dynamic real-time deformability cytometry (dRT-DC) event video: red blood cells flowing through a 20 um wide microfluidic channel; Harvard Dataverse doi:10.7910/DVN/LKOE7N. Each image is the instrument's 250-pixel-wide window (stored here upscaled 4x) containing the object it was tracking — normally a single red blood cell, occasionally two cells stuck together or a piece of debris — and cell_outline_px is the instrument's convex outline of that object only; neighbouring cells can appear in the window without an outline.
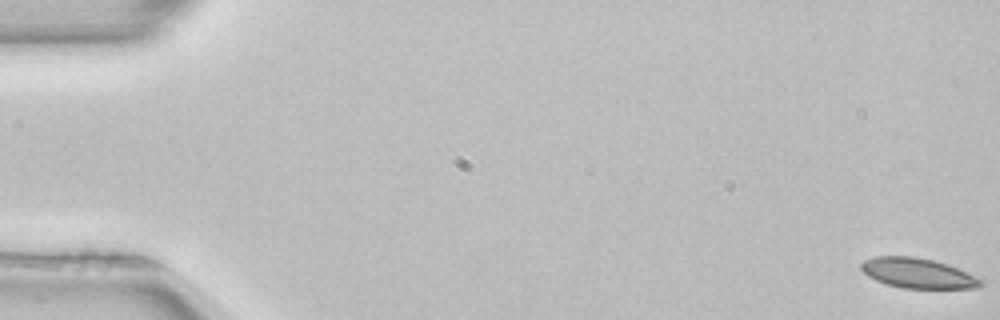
{"species": "common noctule bat (a hibernating species)", "species_latin": "Nyctalus noctula", "temperature_condition": "room temperature", "stored_images_in_passage": 52, "camera_frame_rate_fps": 3000, "um_per_image_px": 0.085, "animal": {"sex": "female", "body_mass_g": 22.7, "forearm_length_mm": 54.2}, "frame": {"image": 1, "passage_image": 1, "time_ms": 0.0, "image_size_px": [1000, 320], "cell_outline_px": [[984, 284], [976, 288], [904, 288], [888, 284], [876, 280], [868, 276], [860, 268], [860, 264], [864, 260], [872, 256], [916, 256], [948, 264], [984, 280]], "centroid_in_image_um": [78.01, 23.21], "position_along_channel_um": 7.0, "area_um2": 20.92}}
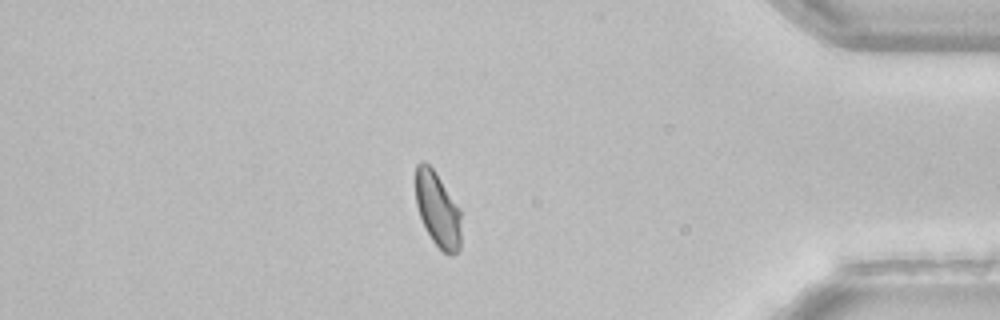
{"frame": {"image": 2, "passage_image": 45, "time_ms": 14.667, "image_size_px": [1000, 320], "cell_outline_px": [[460, 248], [452, 256], [444, 252], [432, 240], [420, 216], [416, 204], [416, 164], [420, 160], [424, 160], [436, 172], [460, 208]], "centroid_in_image_um": [37.2, 17.77], "position_along_channel_um": 398.0, "area_um2": 19.77}}
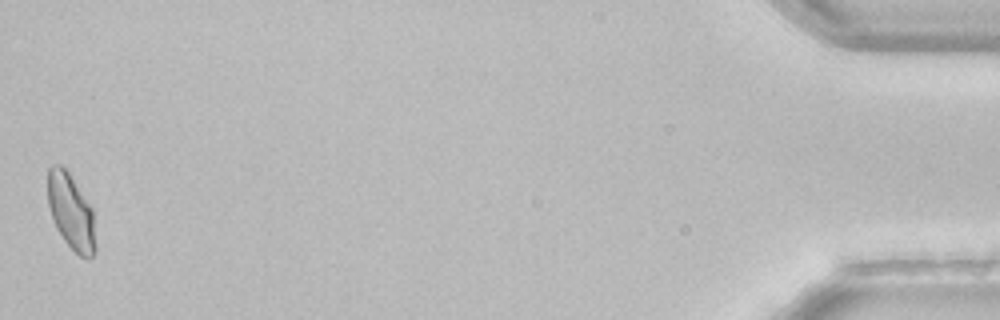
{"frame": {"image": 3, "passage_image": 52, "time_ms": 17.0, "image_size_px": [1000, 320], "cell_outline_px": [[96, 252], [88, 260], [80, 256], [64, 240], [56, 228], [52, 220], [48, 204], [48, 168], [52, 164], [60, 164], [68, 172], [92, 208], [96, 244]], "centroid_in_image_um": [6.03, 18.02], "position_along_channel_um": 429.2, "area_um2": 21.04}, "authors_computed_cell_mechanics": {"area_um2": 21.2993, "velocity_mm_per_s": 3.9694, "shape_relaxation_time_tau1_ms": 9.5073, "shape_relaxation_time_tau2_ms": 0.9899, "deformation_change_tau1": 0.1452, "deformation_change_tau2": 0.0577}}